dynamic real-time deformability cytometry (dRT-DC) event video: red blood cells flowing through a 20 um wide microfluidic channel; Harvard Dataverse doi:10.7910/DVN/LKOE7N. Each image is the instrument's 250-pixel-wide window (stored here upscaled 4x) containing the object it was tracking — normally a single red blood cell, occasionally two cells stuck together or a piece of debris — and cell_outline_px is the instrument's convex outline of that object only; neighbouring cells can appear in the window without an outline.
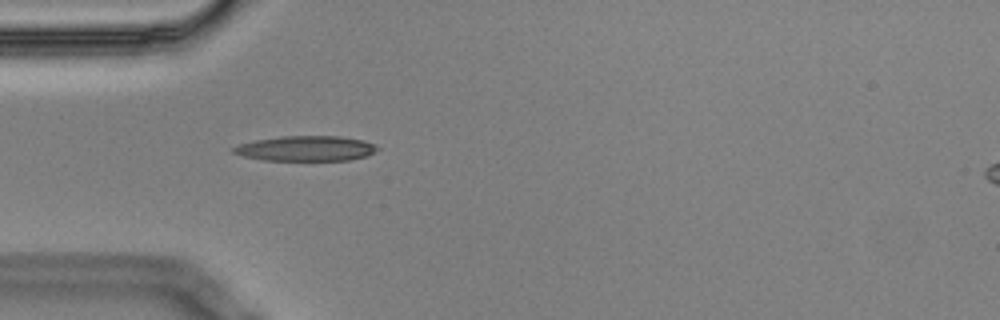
{"species": "Egyptian fruit bat (a non-hibernating species)", "species_latin": "Rousettus aegyptiacus", "temperature_condition": "cold", "stored_images_in_passage": 1, "camera_frame_rate_fps": 3000, "um_per_image_px": 0.085, "animal": {"sex": "male"}, "frame": {"image": 1, "passage_image": 1, "time_ms": 0.0, "image_size_px": [1000, 320], "cell_outline_px": [[380, 148], [368, 156], [348, 160], [264, 160], [244, 156], [232, 152], [232, 148], [240, 144], [252, 140], [280, 136], [340, 136], [364, 140], [376, 144]], "centroid_in_image_um": [26.04, 12.61], "position_along_channel_um": 59.0, "area_um2": 21.21}}